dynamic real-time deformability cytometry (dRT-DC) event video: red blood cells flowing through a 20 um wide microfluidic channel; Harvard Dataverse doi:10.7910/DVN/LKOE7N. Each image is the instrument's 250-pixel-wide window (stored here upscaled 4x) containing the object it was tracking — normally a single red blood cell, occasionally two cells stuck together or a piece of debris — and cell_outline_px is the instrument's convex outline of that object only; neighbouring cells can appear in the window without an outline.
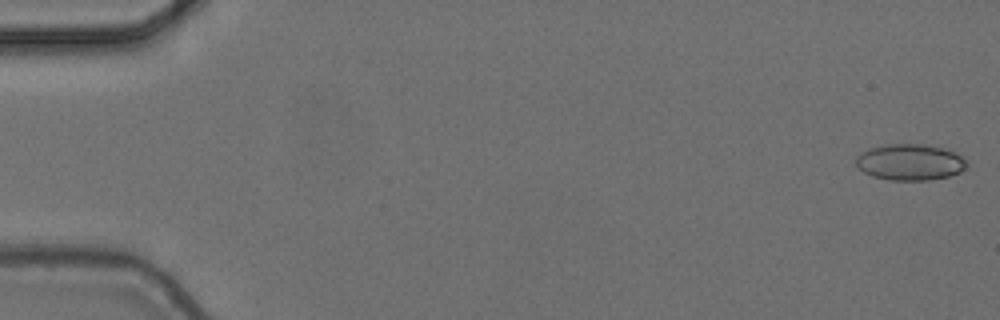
{"species": "common noctule bat (a hibernating species)", "species_latin": "Nyctalus noctula", "temperature_condition": "cold", "stored_images_in_passage": 55, "camera_frame_rate_fps": 3000, "um_per_image_px": 0.085, "animal": {"sex": "female", "body_mass_g": 24.6, "forearm_length_mm": 56.2}, "frame": {"image": 1, "passage_image": 1, "time_ms": 0.0, "image_size_px": [1000, 320], "cell_outline_px": [[968, 164], [960, 172], [948, 176], [928, 180], [888, 180], [872, 176], [864, 172], [856, 164], [856, 156], [860, 152], [868, 148], [888, 144], [924, 144], [940, 148], [964, 156]], "centroid_in_image_um": [77.33, 13.78], "position_along_channel_um": 7.7, "area_um2": 23.35}}
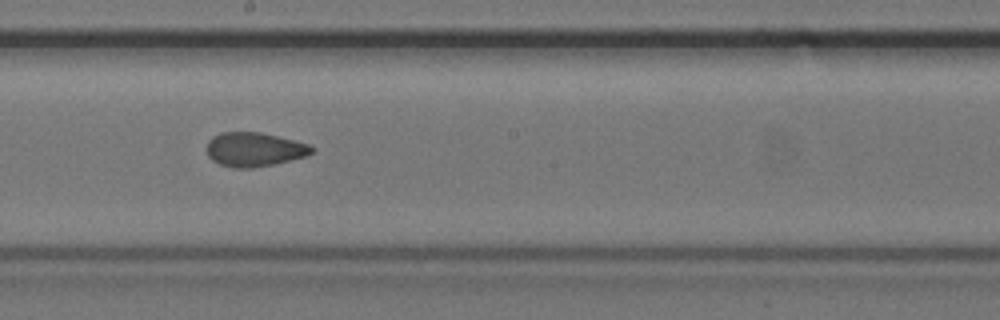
{"frame": {"image": 2, "passage_image": 31, "time_ms": 10.0, "image_size_px": [1000, 320], "cell_outline_px": [[316, 148], [308, 156], [272, 164], [252, 168], [232, 168], [220, 164], [212, 160], [208, 156], [204, 148], [208, 140], [212, 136], [220, 132], [260, 132], [308, 144]], "centroid_in_image_um": [21.56, 12.7], "position_along_channel_um": 226.6, "area_um2": 21.04}}
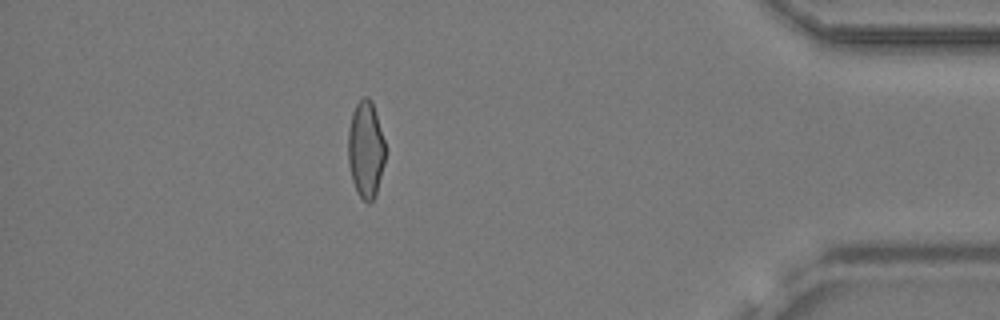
{"frame": {"image": 3, "passage_image": 49, "time_ms": 16.0, "image_size_px": [1000, 320], "cell_outline_px": [[384, 164], [376, 196], [368, 204], [356, 192], [352, 180], [348, 164], [348, 128], [352, 112], [356, 104], [364, 96], [368, 96], [372, 100], [384, 140]], "centroid_in_image_um": [31.07, 12.71], "position_along_channel_um": 404.1, "area_um2": 21.1}, "authors_computed_cell_mechanics": {"area_um2": 21.7906, "velocity_mm_per_s": 3.7046, "shape_relaxation_time_tau1_ms": 10.9997, "shape_relaxation_time_tau2_ms": 2.2541, "deformation_change_tau1": 0.1621, "deformation_change_tau2": 0.0651}}